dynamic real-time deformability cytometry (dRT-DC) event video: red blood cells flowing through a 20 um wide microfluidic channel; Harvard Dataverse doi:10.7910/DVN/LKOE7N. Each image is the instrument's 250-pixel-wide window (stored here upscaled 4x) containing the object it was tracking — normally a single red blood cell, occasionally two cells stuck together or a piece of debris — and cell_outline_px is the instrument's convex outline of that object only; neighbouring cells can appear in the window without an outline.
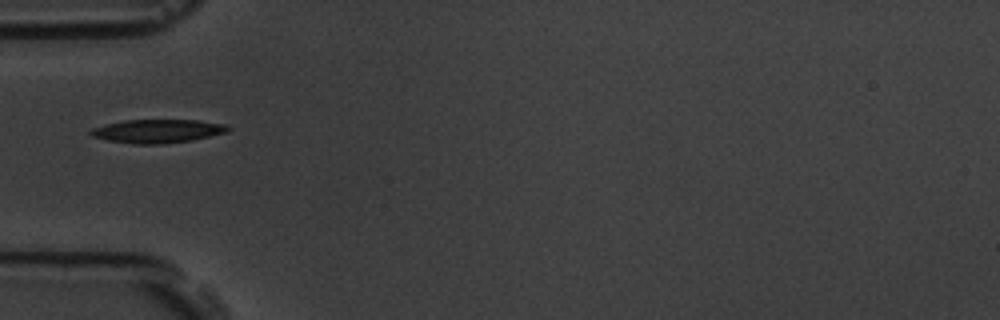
{"species": "common noctule bat (a hibernating species)", "species_latin": "Nyctalus noctula", "temperature_condition": "room temperature", "stored_images_in_passage": 1, "camera_frame_rate_fps": 3000, "um_per_image_px": 0.085, "animal": {"sex": "male", "body_mass_g": 19.5, "forearm_length_mm": 54.6}, "frame": {"image": 1, "passage_image": 1, "time_ms": 0.0, "image_size_px": [1000, 320], "cell_outline_px": [[232, 128], [228, 132], [192, 140], [160, 144], [136, 144], [108, 140], [92, 136], [88, 132], [92, 128], [104, 124], [124, 120], [196, 120], [228, 124]], "centroid_in_image_um": [13.42, 11.13], "position_along_channel_um": 71.6, "area_um2": 18.9}}